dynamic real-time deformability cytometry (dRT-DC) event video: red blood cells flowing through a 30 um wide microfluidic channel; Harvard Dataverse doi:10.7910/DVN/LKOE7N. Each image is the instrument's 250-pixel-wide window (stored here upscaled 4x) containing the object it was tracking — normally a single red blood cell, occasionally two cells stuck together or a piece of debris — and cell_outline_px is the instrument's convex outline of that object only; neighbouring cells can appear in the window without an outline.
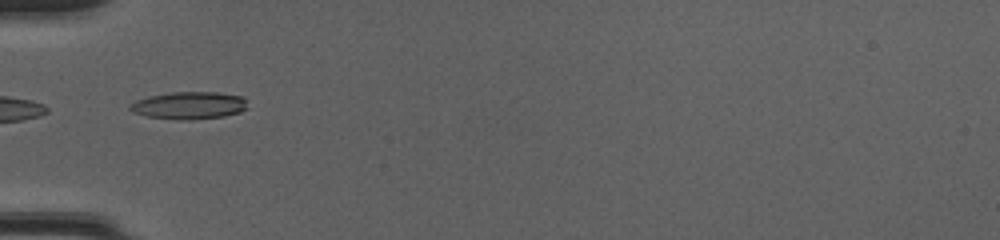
{"species": "common noctule bat (a hibernating species)", "species_latin": "Nyctalus noctula", "temperature_condition": "cold", "stored_images_in_passage": 33, "camera_frame_rate_fps": 3000, "um_per_image_px": 0.085, "animal": {"sex": "female", "body_mass_g": 20.0, "forearm_length_mm": 54.0}, "frame": {"image": 1, "passage_image": 1, "time_ms": 0.0, "image_size_px": [1000, 240], "cell_outline_px": [[248, 108], [240, 112], [224, 116], [192, 120], [180, 120], [148, 116], [132, 112], [128, 108], [128, 104], [136, 100], [148, 96], [172, 92], [216, 92], [240, 96], [244, 100]], "centroid_in_image_um": [16.03, 8.96], "position_along_channel_um": 69.0, "area_um2": 18.79}}
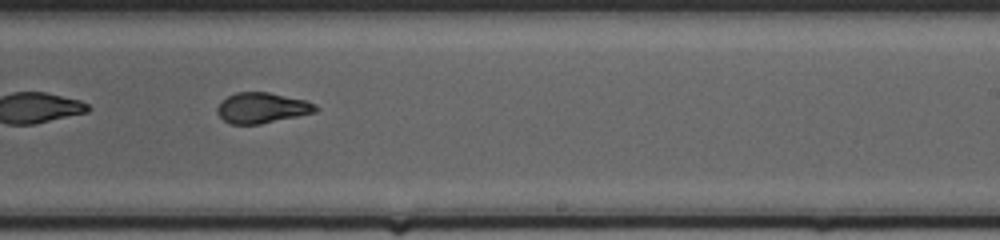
{"frame": {"image": 2, "passage_image": 15, "time_ms": 4.667, "image_size_px": [1000, 240], "cell_outline_px": [[320, 108], [316, 112], [260, 124], [232, 124], [224, 120], [216, 112], [216, 108], [220, 100], [236, 92], [268, 92], [304, 100], [316, 104]], "centroid_in_image_um": [22.25, 9.16], "position_along_channel_um": 266.7, "area_um2": 17.51}, "authors_computed_cell_mechanics": {"area_um2": 18.1492, "velocity_mm_per_s": 4.2676, "shape_relaxation_time_tau1_ms": 5.3382, "shape_relaxation_time_tau2_ms": 1.3349, "deformation_change_tau1": 0.1965, "deformation_change_tau2": 0.0734}}